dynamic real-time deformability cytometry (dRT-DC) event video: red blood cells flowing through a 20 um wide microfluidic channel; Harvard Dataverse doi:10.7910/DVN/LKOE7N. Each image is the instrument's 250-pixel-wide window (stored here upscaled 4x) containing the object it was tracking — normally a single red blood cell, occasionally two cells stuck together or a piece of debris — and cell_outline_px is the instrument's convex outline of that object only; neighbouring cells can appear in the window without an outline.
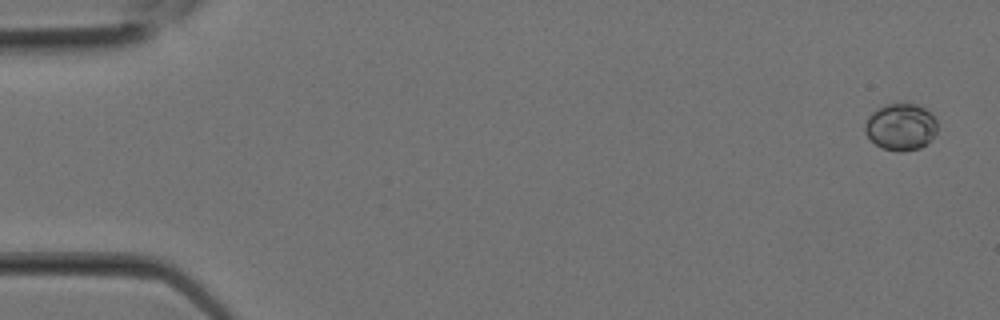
{"species": "Egyptian fruit bat (a non-hibernating species)", "species_latin": "Rousettus aegyptiacus", "temperature_condition": "room temperature", "stored_images_in_passage": 25, "camera_frame_rate_fps": 3000, "um_per_image_px": 0.085, "animal": {"sex": "female"}, "frame": {"image": 1, "passage_image": 1, "time_ms": 0.0, "image_size_px": [1000, 320], "cell_outline_px": [[936, 132], [920, 148], [900, 152], [884, 148], [876, 144], [864, 132], [864, 124], [868, 116], [872, 112], [884, 104], [916, 104], [924, 108], [936, 120]], "centroid_in_image_um": [76.52, 10.77], "position_along_channel_um": 8.5, "area_um2": 19.42}}
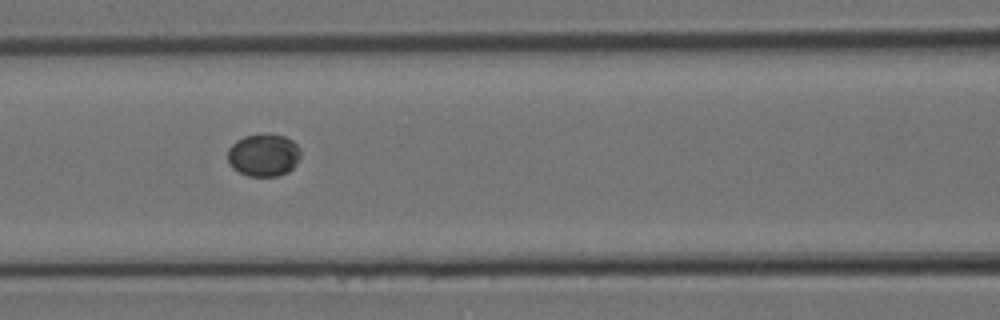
{"frame": {"image": 2, "passage_image": 11, "time_ms": 3.333, "image_size_px": [1000, 320], "cell_outline_px": [[300, 156], [296, 164], [288, 172], [276, 176], [248, 176], [232, 168], [228, 164], [228, 148], [236, 140], [244, 136], [284, 136], [292, 140], [300, 148]], "centroid_in_image_um": [22.39, 13.21], "position_along_channel_um": 144.2, "area_um2": 17.8}}
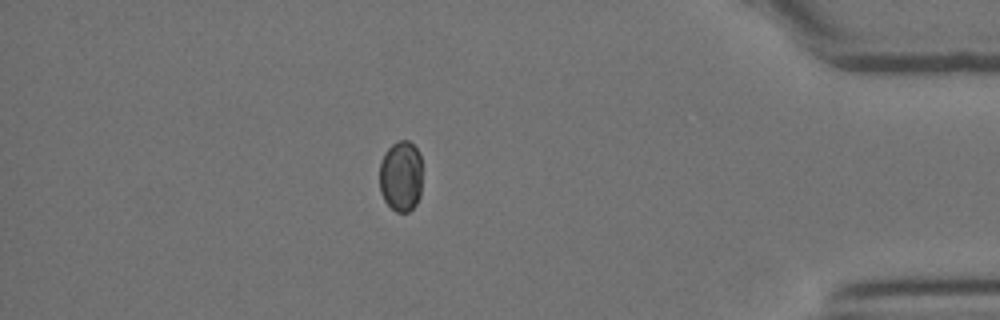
{"frame": {"image": 3, "passage_image": 22, "time_ms": 7.0, "image_size_px": [1000, 320], "cell_outline_px": [[420, 196], [416, 204], [408, 212], [396, 212], [384, 200], [380, 192], [380, 164], [384, 152], [396, 140], [408, 140], [420, 152]], "centroid_in_image_um": [34.06, 14.96], "position_along_channel_um": 401.1, "area_um2": 17.69}}